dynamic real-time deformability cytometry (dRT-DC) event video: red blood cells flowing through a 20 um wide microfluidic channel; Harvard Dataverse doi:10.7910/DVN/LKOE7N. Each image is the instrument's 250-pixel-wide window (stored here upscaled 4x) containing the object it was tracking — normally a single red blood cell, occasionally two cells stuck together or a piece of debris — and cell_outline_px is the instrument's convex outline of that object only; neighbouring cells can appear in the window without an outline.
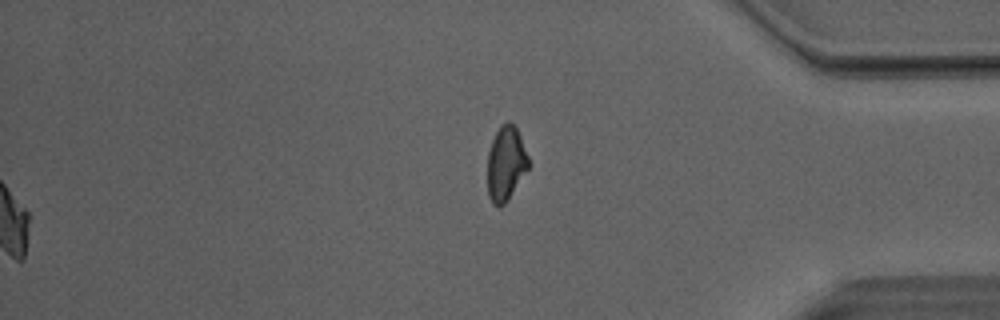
{"species": "Egyptian fruit bat (a non-hibernating species)", "species_latin": "Rousettus aegyptiacus", "temperature_condition": "room temperature", "stored_images_in_passage": 52, "segment_of_instrument_passage": [2, 2], "camera_frame_rate_fps": 3000, "um_per_image_px": 0.085, "animal": {"sex": "male"}, "frame": {"image": 1, "passage_image": 52, "time_ms": 17.0, "image_size_px": [1000, 320], "cell_outline_px": [[532, 164], [508, 200], [500, 208], [492, 204], [488, 196], [488, 152], [492, 140], [500, 124], [508, 120], [516, 128], [520, 136]], "centroid_in_image_um": [43.02, 13.92], "position_along_channel_um": 392.2, "area_um2": 18.15}}